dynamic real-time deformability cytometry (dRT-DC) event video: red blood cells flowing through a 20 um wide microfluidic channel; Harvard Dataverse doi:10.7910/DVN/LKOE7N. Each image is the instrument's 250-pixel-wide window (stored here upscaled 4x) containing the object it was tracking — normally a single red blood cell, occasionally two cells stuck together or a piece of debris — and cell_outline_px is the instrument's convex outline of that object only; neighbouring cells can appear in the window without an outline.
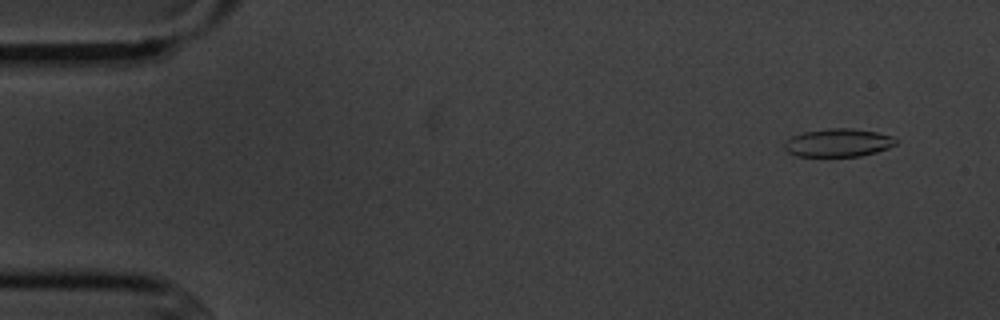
{"species": "common noctule bat (a hibernating species)", "species_latin": "Nyctalus noctula", "temperature_condition": "cold", "stored_images_in_passage": 6, "camera_frame_rate_fps": 3000, "um_per_image_px": 0.085, "animal": {"sex": "male", "body_mass_g": 20.1, "forearm_length_mm": 53.5}, "frame": {"image": 1, "passage_image": 1, "time_ms": 0.0, "image_size_px": [1000, 320], "cell_outline_px": [[900, 140], [896, 144], [888, 148], [876, 152], [860, 156], [796, 156], [788, 152], [784, 148], [784, 144], [792, 136], [804, 132], [828, 128], [852, 128], [876, 132], [892, 136]], "centroid_in_image_um": [71.28, 12.13], "position_along_channel_um": 13.7, "area_um2": 18.26}}
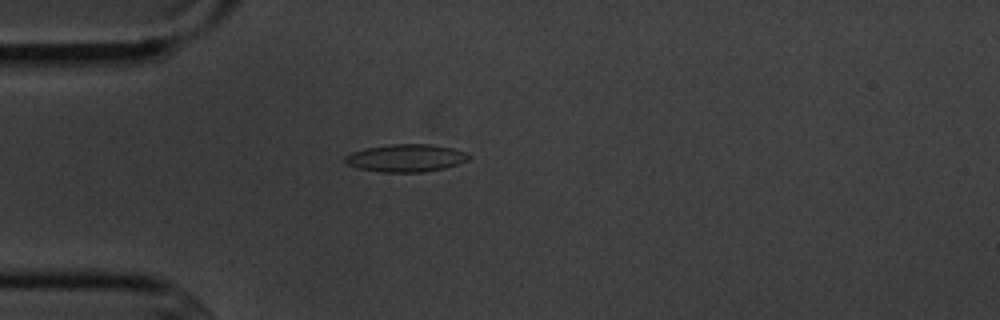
{"frame": {"image": 2, "passage_image": 4, "time_ms": 3.667, "image_size_px": [1000, 320], "cell_outline_px": [[472, 156], [468, 160], [444, 168], [424, 172], [380, 172], [360, 168], [348, 164], [344, 160], [344, 156], [352, 152], [364, 148], [392, 144], [428, 144], [452, 148], [464, 152]], "centroid_in_image_um": [34.49, 13.43], "position_along_channel_um": 50.5, "area_um2": 19.77}}
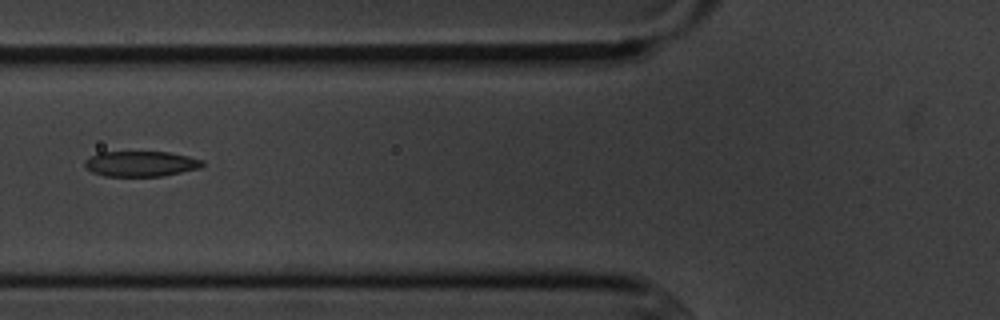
{"frame": {"image": 3, "passage_image": 6, "time_ms": 5.667, "image_size_px": [1000, 320], "cell_outline_px": [[204, 164], [200, 168], [160, 176], [104, 176], [92, 172], [84, 168], [84, 160], [88, 156], [96, 152], [168, 152], [188, 156], [204, 160]], "centroid_in_image_um": [11.9, 13.91], "position_along_channel_um": 113.9, "area_um2": 17.57}}